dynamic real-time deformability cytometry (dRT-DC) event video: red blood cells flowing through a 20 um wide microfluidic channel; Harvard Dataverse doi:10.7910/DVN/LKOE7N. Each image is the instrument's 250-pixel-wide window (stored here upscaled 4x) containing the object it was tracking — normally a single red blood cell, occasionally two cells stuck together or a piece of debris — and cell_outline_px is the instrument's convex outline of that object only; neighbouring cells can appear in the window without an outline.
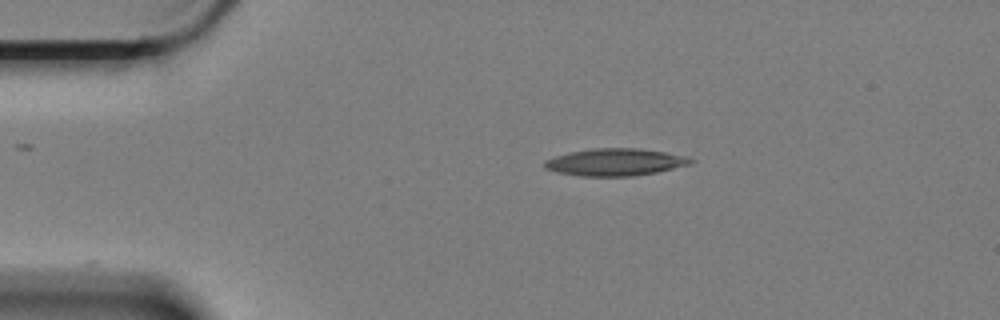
{"species": "Egyptian fruit bat (a non-hibernating species)", "species_latin": "Rousettus aegyptiacus", "temperature_condition": "cold", "stored_images_in_passage": 6, "camera_frame_rate_fps": 3000, "um_per_image_px": 0.085, "animal": {"sex": "female"}, "frame": {"image": 1, "passage_image": 1, "time_ms": 0.0, "image_size_px": [1000, 320], "cell_outline_px": [[696, 160], [692, 164], [656, 172], [632, 176], [580, 176], [556, 172], [544, 168], [544, 160], [568, 152], [596, 148], [640, 148], [688, 156]], "centroid_in_image_um": [52.31, 13.78], "position_along_channel_um": 32.7, "area_um2": 23.29}}